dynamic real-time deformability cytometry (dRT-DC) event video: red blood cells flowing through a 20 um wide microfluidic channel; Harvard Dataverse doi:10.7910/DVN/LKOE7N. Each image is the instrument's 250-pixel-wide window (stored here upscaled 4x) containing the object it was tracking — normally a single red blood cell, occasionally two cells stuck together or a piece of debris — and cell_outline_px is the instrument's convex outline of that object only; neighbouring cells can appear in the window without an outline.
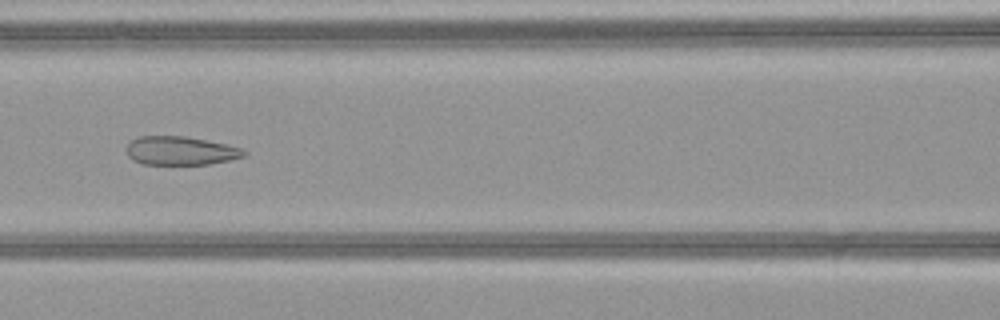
{"species": "common noctule bat (a hibernating species)", "species_latin": "Nyctalus noctula", "temperature_condition": "warm", "stored_images_in_passage": 50, "camera_frame_rate_fps": 3000, "um_per_image_px": 0.085, "animal": {"sex": "female", "body_mass_g": 21.9}, "frame": {"image": 1, "passage_image": 23, "time_ms": 7.333, "image_size_px": [1000, 320], "cell_outline_px": [[248, 152], [244, 156], [228, 160], [208, 164], [144, 164], [132, 160], [128, 156], [128, 144], [132, 140], [140, 136], [184, 136], [228, 144], [240, 148]], "centroid_in_image_um": [15.35, 12.81], "position_along_channel_um": 151.2, "area_um2": 19.42}}
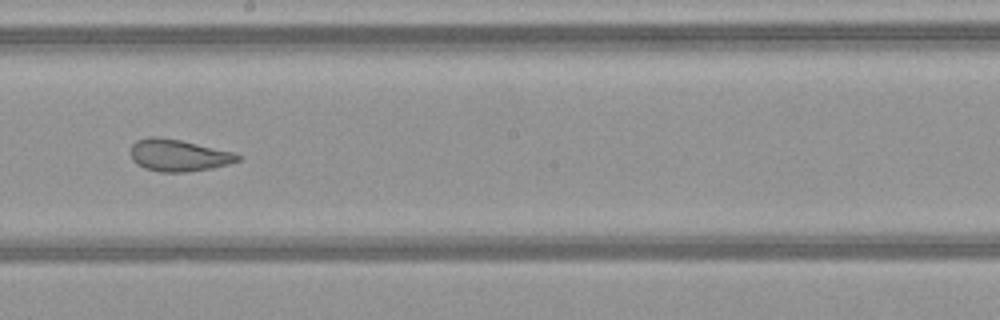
{"frame": {"image": 2, "passage_image": 29, "time_ms": 9.333, "image_size_px": [1000, 320], "cell_outline_px": [[240, 160], [228, 164], [212, 168], [184, 172], [160, 172], [144, 168], [136, 164], [132, 160], [132, 144], [136, 140], [148, 136], [160, 136], [180, 140], [236, 152], [240, 156]], "centroid_in_image_um": [15.17, 13.19], "position_along_channel_um": 233.0, "area_um2": 20.06}}
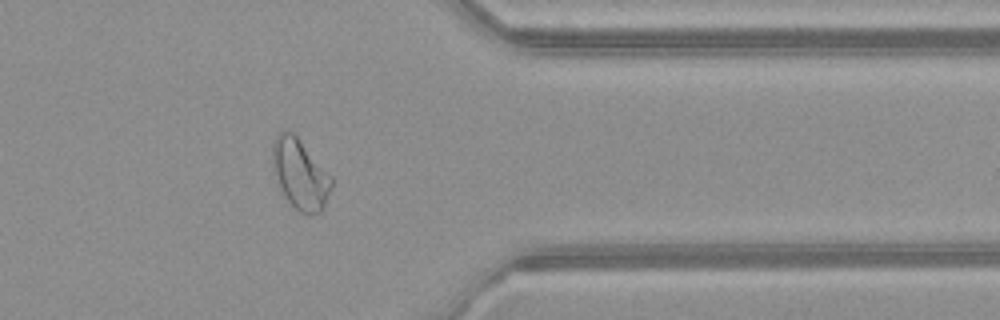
{"frame": {"image": 3, "passage_image": 41, "time_ms": 13.333, "image_size_px": [1000, 320], "cell_outline_px": [[332, 188], [324, 208], [320, 212], [312, 216], [308, 216], [300, 212], [284, 196], [280, 188], [272, 168], [272, 140], [284, 128], [292, 132], [296, 136], [332, 176]], "centroid_in_image_um": [25.5, 14.81], "position_along_channel_um": 385.9, "area_um2": 24.33}, "authors_computed_cell_mechanics": {"area_um2": 25.6921, "velocity_mm_per_s": 4.092, "shape_relaxation_time_tau1_ms": null, "shape_relaxation_time_tau2_ms": 1.2402, "deformation_change_tau1": null, "deformation_change_tau2": 0.0784}}